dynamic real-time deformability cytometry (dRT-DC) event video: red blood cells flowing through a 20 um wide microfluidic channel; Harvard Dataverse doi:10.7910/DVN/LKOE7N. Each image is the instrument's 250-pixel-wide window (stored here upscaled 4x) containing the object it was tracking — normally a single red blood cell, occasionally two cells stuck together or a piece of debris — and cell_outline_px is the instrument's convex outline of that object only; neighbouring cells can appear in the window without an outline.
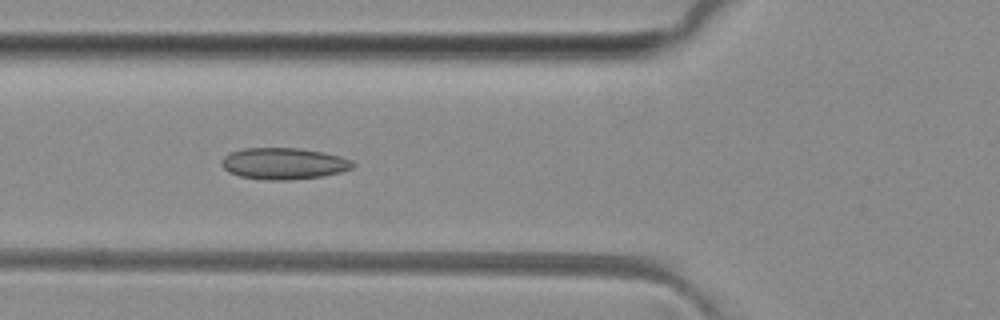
{"species": "common noctule bat (a hibernating species)", "species_latin": "Nyctalus noctula", "temperature_condition": "room temperature", "stored_images_in_passage": 43, "camera_frame_rate_fps": 3000, "um_per_image_px": 0.085, "animal": {"sex": "female", "body_mass_g": 29.2, "forearm_length_mm": 56.3}, "frame": {"image": 1, "passage_image": 17, "time_ms": 5.333, "image_size_px": [1000, 320], "cell_outline_px": [[356, 164], [352, 168], [340, 172], [320, 176], [288, 180], [264, 180], [240, 176], [228, 172], [220, 164], [220, 160], [224, 156], [232, 152], [244, 148], [296, 148], [324, 152], [340, 156], [352, 160]], "centroid_in_image_um": [24.1, 13.9], "position_along_channel_um": 101.7, "area_um2": 24.1}}
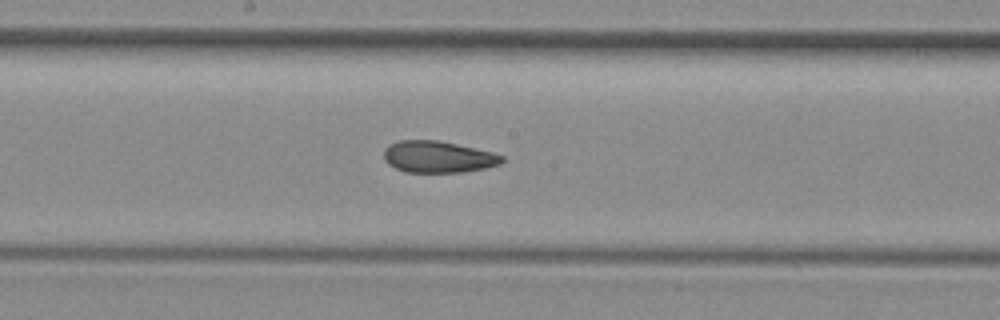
{"frame": {"image": 2, "passage_image": 25, "time_ms": 8.0, "image_size_px": [1000, 320], "cell_outline_px": [[504, 160], [500, 164], [484, 168], [464, 172], [404, 172], [388, 164], [384, 160], [384, 148], [388, 144], [400, 140], [436, 140], [456, 144], [492, 152], [504, 156]], "centroid_in_image_um": [37.21, 13.33], "position_along_channel_um": 211.0, "area_um2": 21.79}}
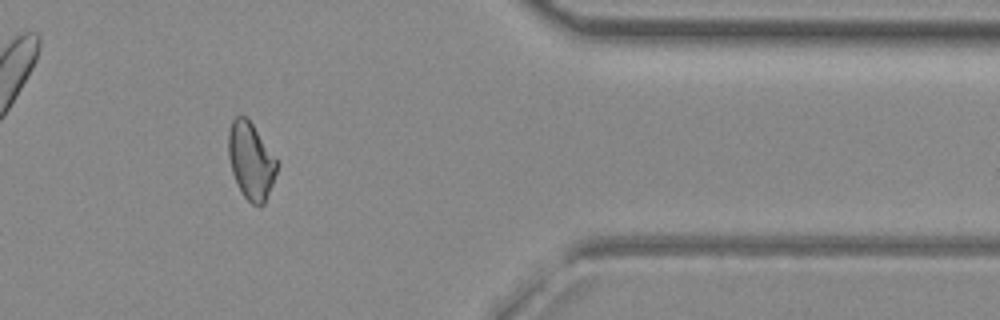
{"frame": {"image": 3, "passage_image": 40, "time_ms": 13.0, "image_size_px": [1000, 320], "cell_outline_px": [[280, 164], [264, 204], [252, 204], [244, 196], [236, 184], [232, 172], [228, 156], [228, 132], [232, 120], [236, 116], [244, 116], [252, 124]], "centroid_in_image_um": [21.32, 13.67], "position_along_channel_um": 390.1, "area_um2": 21.56}}